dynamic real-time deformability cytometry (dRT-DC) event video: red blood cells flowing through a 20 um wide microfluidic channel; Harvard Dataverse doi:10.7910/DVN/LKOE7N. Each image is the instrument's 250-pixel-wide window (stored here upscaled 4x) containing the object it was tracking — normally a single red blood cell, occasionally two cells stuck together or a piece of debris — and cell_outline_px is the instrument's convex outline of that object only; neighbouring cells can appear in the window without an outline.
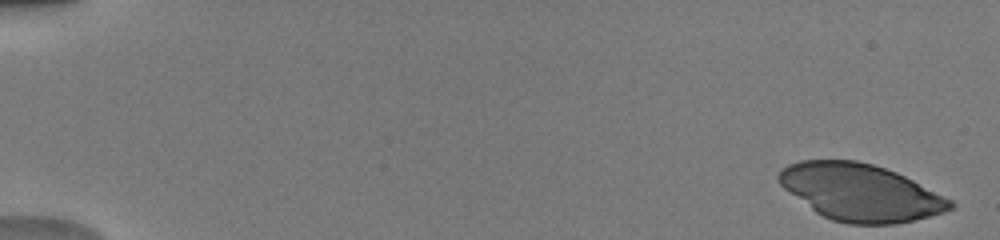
{"species": "human", "species_latin": "Homo sapiens", "temperature_condition": "warm", "stored_images_in_passage": 51, "camera_frame_rate_fps": 3000, "um_per_image_px": 0.085, "donor": {"sex": "male"}, "frame": {"image": 1, "passage_image": 1, "time_ms": 0.0, "image_size_px": [1000, 240], "cell_outline_px": [[956, 204], [952, 208], [944, 212], [896, 224], [848, 224], [832, 220], [816, 212], [784, 188], [776, 180], [776, 176], [780, 168], [788, 164], [800, 160], [856, 160], [872, 164], [896, 172], [952, 200]], "centroid_in_image_um": [73.1, 16.34], "position_along_channel_um": 11.9, "area_um2": 56.59}}